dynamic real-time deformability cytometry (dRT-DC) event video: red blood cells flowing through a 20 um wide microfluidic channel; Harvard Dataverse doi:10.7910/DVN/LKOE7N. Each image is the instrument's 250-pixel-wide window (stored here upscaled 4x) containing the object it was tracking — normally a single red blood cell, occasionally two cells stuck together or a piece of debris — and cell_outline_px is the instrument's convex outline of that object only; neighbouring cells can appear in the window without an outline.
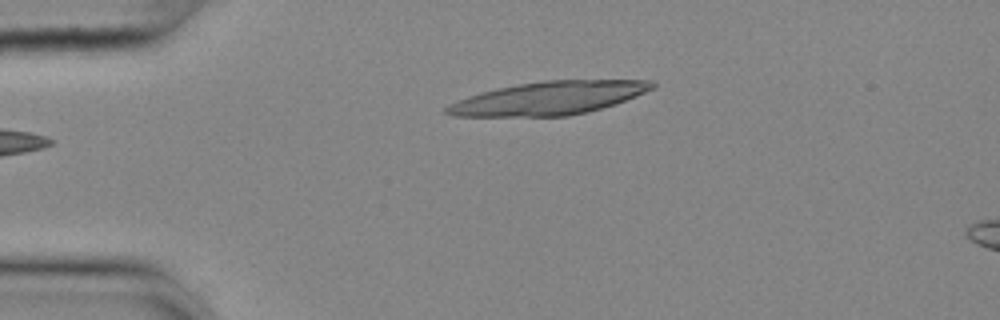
{"species": "common noctule bat (a hibernating species)", "species_latin": "Nyctalus noctula", "temperature_condition": "cold", "stored_images_in_passage": 38, "camera_frame_rate_fps": 3000, "um_per_image_px": 0.085, "animal": {"sex": "female", "body_mass_g": 25.1}, "frame": {"image": 1, "passage_image": 1, "time_ms": 0.0, "image_size_px": [1000, 320], "cell_outline_px": [[656, 88], [616, 104], [588, 112], [568, 116], [452, 116], [444, 112], [444, 108], [448, 104], [468, 96], [480, 92], [496, 88], [516, 84], [544, 80], [652, 80], [656, 84]], "centroid_in_image_um": [46.66, 8.34], "position_along_channel_um": 38.3, "area_um2": 40.0}}
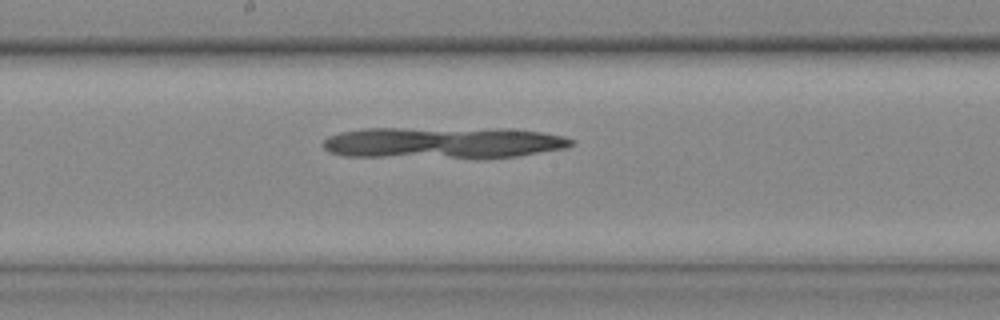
{"frame": {"image": 2, "passage_image": 18, "time_ms": 5.667, "image_size_px": [1000, 320], "cell_outline_px": [[576, 140], [568, 148], [516, 156], [488, 160], [476, 160], [344, 156], [328, 152], [320, 144], [328, 136], [340, 132], [364, 128], [504, 128], [544, 132], [564, 136]], "centroid_in_image_um": [37.69, 12.16], "position_along_channel_um": 210.5, "area_um2": 47.69}}
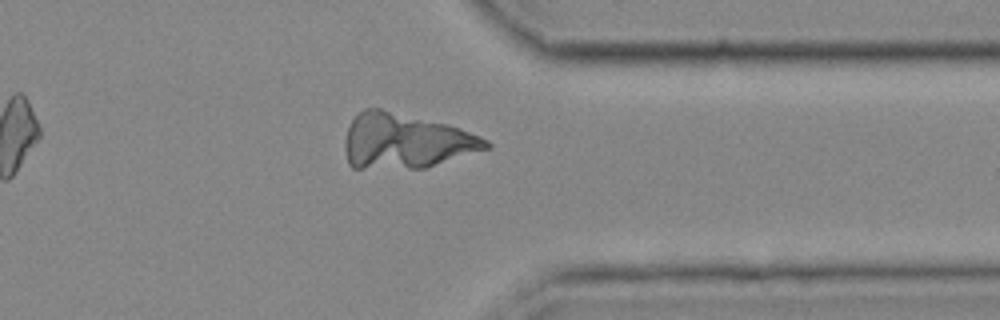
{"frame": {"image": 3, "passage_image": 32, "time_ms": 10.333, "image_size_px": [1000, 320], "cell_outline_px": [[492, 148], [424, 168], [352, 168], [348, 164], [344, 148], [344, 140], [348, 128], [356, 112], [364, 108], [380, 108], [444, 124], [480, 136], [488, 140], [492, 144]], "centroid_in_image_um": [34.44, 12.0], "position_along_channel_um": 377.0, "area_um2": 45.14}}